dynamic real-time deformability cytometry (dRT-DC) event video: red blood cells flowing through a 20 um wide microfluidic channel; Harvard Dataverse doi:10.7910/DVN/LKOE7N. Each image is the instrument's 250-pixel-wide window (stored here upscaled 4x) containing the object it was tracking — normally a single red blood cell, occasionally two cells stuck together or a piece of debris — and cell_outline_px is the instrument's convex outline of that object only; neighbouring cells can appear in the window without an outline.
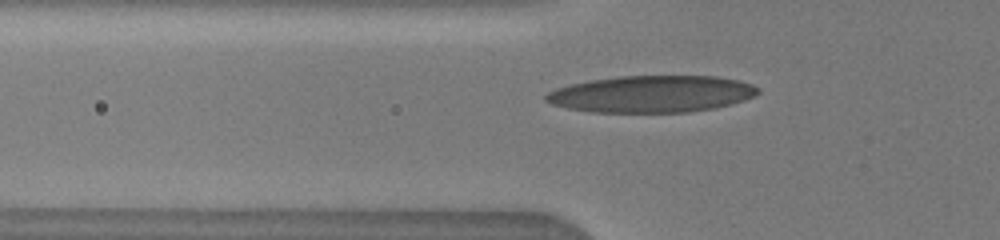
{"species": "human", "species_latin": "Homo sapiens", "temperature_condition": "warm", "stored_images_in_passage": 12, "camera_frame_rate_fps": 3000, "um_per_image_px": 0.085, "donor": {"sex": "male"}, "frame": {"image": 1, "passage_image": 2, "time_ms": 0.333, "image_size_px": [1000, 240], "cell_outline_px": [[760, 92], [756, 96], [732, 104], [716, 108], [688, 112], [592, 112], [568, 108], [552, 104], [544, 100], [544, 96], [548, 92], [556, 88], [588, 80], [616, 76], [716, 76], [740, 80], [752, 84], [760, 88]], "centroid_in_image_um": [55.43, 7.98], "position_along_channel_um": 70.4, "area_um2": 45.84}}
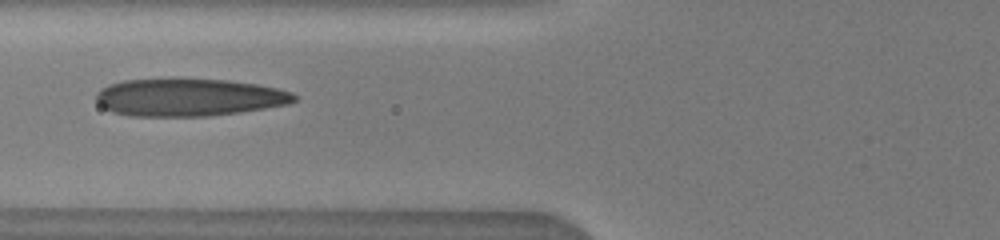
{"frame": {"image": 2, "passage_image": 6, "time_ms": 1.333, "image_size_px": [1000, 240], "cell_outline_px": [[296, 100], [288, 104], [240, 112], [208, 116], [128, 116], [112, 112], [104, 108], [96, 100], [96, 92], [100, 88], [108, 84], [124, 80], [228, 80], [256, 84], [276, 88], [292, 92], [296, 96]], "centroid_in_image_um": [16.02, 8.29], "position_along_channel_um": 109.8, "area_um2": 43.0}}